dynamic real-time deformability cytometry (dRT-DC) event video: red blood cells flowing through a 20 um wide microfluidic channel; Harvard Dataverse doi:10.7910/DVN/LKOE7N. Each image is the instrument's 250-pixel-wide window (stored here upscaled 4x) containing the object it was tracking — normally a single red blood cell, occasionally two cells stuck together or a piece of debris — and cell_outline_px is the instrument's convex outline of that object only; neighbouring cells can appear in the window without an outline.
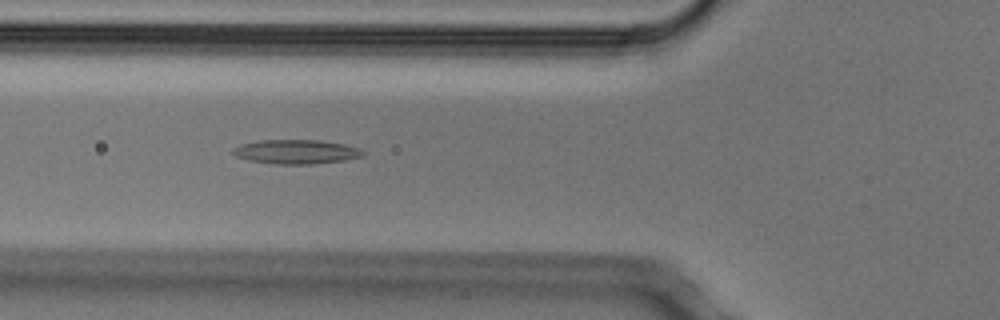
{"species": "Egyptian fruit bat (a non-hibernating species)", "species_latin": "Rousettus aegyptiacus", "temperature_condition": "cold", "stored_images_in_passage": 8, "camera_frame_rate_fps": 3000, "um_per_image_px": 0.085, "animal": {"sex": "male"}, "frame": {"image": 1, "passage_image": 4, "time_ms": 1.0, "image_size_px": [1000, 320], "cell_outline_px": [[364, 156], [344, 160], [312, 164], [280, 164], [248, 160], [236, 156], [232, 152], [232, 148], [240, 144], [256, 140], [320, 140], [344, 144], [360, 148], [364, 152]], "centroid_in_image_um": [25.17, 12.89], "position_along_channel_um": 100.6, "area_um2": 18.38}}
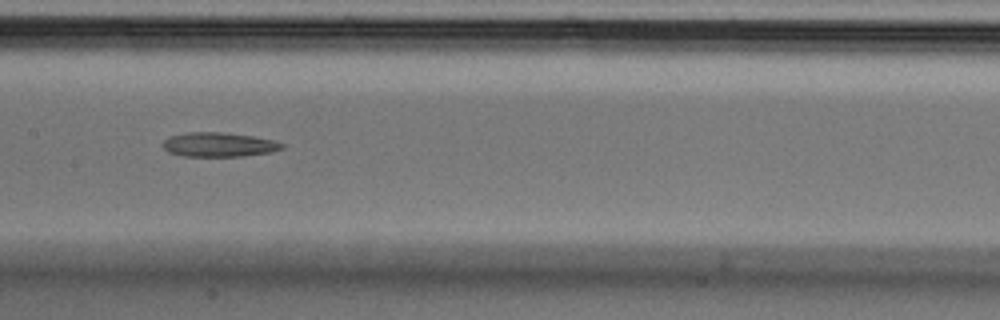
{"frame": {"image": 2, "passage_image": 6, "time_ms": 1.667, "image_size_px": [1000, 320], "cell_outline_px": [[284, 148], [272, 152], [244, 156], [184, 156], [168, 152], [160, 144], [168, 136], [188, 132], [224, 132], [252, 136], [276, 140], [284, 144]], "centroid_in_image_um": [18.6, 12.29], "position_along_channel_um": 188.8, "area_um2": 17.11}}
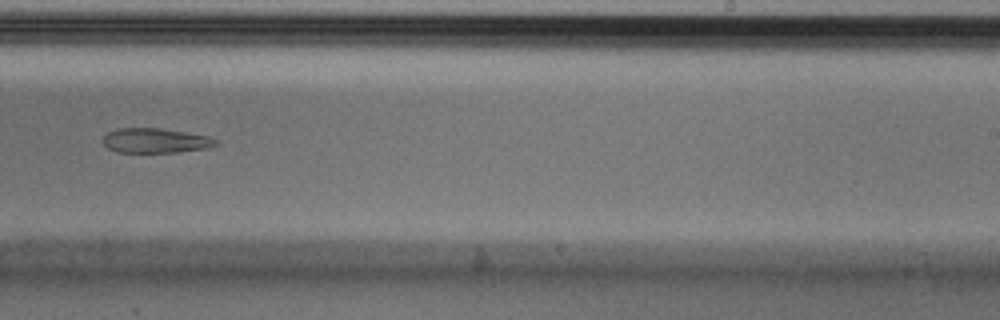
{"frame": {"image": 3, "passage_image": 8, "time_ms": 2.333, "image_size_px": [1000, 320], "cell_outline_px": [[220, 144], [204, 148], [180, 152], [116, 152], [108, 148], [104, 144], [104, 136], [108, 132], [116, 128], [160, 128], [208, 136], [220, 140]], "centroid_in_image_um": [13.23, 11.95], "position_along_channel_um": 275.8, "area_um2": 16.24}}